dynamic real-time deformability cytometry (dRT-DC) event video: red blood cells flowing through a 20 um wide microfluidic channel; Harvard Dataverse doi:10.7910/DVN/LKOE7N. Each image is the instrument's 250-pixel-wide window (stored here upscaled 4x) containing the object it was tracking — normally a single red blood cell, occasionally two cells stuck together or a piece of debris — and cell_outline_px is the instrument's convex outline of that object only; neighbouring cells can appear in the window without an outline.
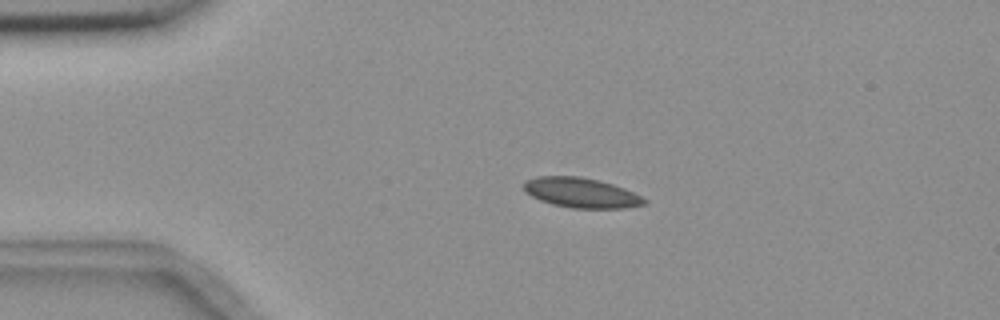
{"species": "common noctule bat (a hibernating species)", "species_latin": "Nyctalus noctula", "temperature_condition": "room temperature", "stored_images_in_passage": 4, "camera_frame_rate_fps": 3000, "um_per_image_px": 0.085, "animal": {"sex": "female", "body_mass_g": 18.4}, "frame": {"image": 1, "passage_image": 3, "time_ms": 2.333, "image_size_px": [1000, 320], "cell_outline_px": [[648, 204], [624, 208], [572, 208], [552, 204], [540, 200], [524, 192], [524, 180], [536, 176], [580, 176], [612, 184], [624, 188], [648, 200]], "centroid_in_image_um": [49.38, 16.38], "position_along_channel_um": 35.6, "area_um2": 21.04}}